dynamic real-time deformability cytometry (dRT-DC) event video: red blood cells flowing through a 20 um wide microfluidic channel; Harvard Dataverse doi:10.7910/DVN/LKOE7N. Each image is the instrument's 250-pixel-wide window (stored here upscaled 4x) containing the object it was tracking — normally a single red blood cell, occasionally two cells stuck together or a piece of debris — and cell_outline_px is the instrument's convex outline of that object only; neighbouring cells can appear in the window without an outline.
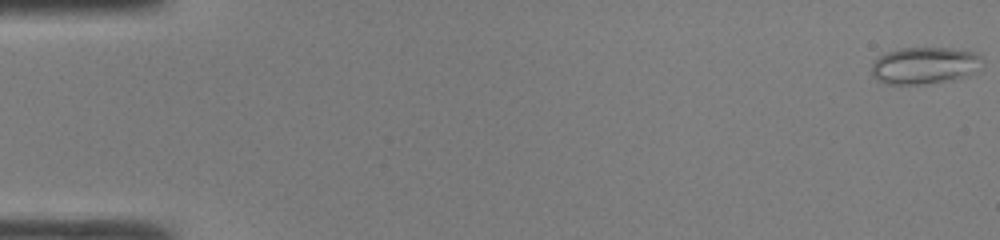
{"species": "common noctule bat (a hibernating species)", "species_latin": "Nyctalus noctula", "temperature_condition": "room temperature", "stored_images_in_passage": 48, "camera_frame_rate_fps": 3000, "um_per_image_px": 0.085, "animal": {"sex": "male", "body_mass_g": 19.0, "forearm_length_mm": 50.8}, "frame": {"image": 1, "passage_image": 1, "time_ms": 0.0, "image_size_px": [1000, 240], "cell_outline_px": [[984, 60], [968, 76], [956, 80], [920, 84], [888, 84], [876, 80], [872, 76], [872, 64], [884, 52], [900, 48], [952, 48], [976, 52]], "centroid_in_image_um": [78.58, 5.57], "position_along_channel_um": 6.4, "area_um2": 23.99}}
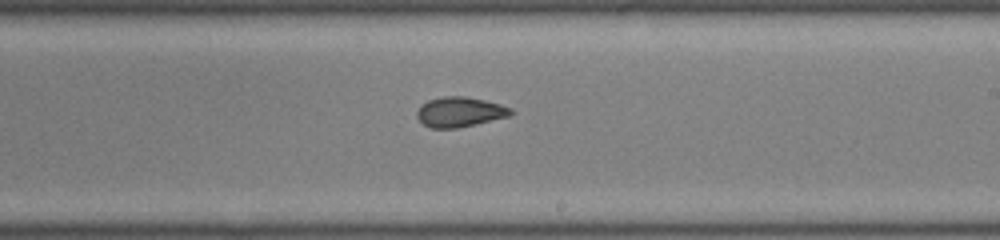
{"frame": {"image": 2, "passage_image": 29, "time_ms": 9.333, "image_size_px": [1000, 240], "cell_outline_px": [[512, 112], [508, 116], [476, 124], [456, 128], [432, 128], [424, 124], [416, 116], [416, 112], [428, 100], [444, 96], [464, 96], [484, 100], [500, 104], [512, 108]], "centroid_in_image_um": [39.08, 9.51], "position_along_channel_um": 249.9, "area_um2": 16.13}}
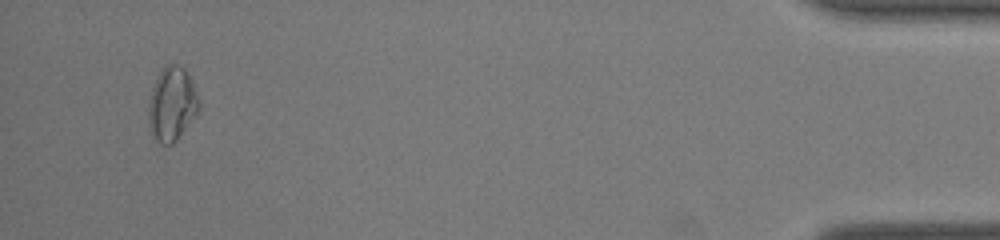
{"frame": {"image": 3, "passage_image": 46, "time_ms": 15.0, "image_size_px": [1000, 240], "cell_outline_px": [[200, 108], [176, 140], [172, 144], [160, 144], [152, 136], [148, 128], [148, 104], [152, 88], [156, 76], [168, 64], [180, 64], [184, 68], [200, 100]], "centroid_in_image_um": [14.58, 8.86], "position_along_channel_um": 420.6, "area_um2": 21.62}, "authors_computed_cell_mechanics": {"area_um2": 17.3978, "velocity_mm_per_s": 4.3059, "shape_relaxation_time_tau1_ms": null, "shape_relaxation_time_tau2_ms": 1.2363, "deformation_change_tau1": null, "deformation_change_tau2": 0.0684}}